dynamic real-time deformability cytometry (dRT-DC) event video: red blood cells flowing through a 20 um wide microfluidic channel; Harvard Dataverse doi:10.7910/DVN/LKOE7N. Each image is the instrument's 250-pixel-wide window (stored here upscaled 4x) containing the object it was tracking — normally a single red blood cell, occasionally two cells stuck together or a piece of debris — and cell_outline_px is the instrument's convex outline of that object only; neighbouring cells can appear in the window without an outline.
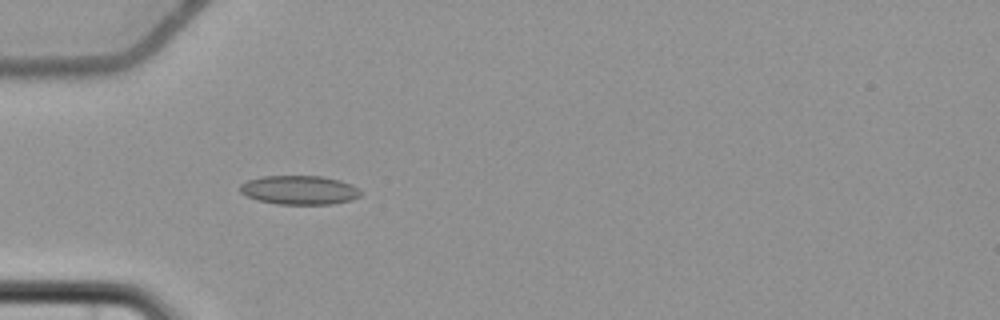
{"species": "common noctule bat (a hibernating species)", "species_latin": "Nyctalus noctula", "temperature_condition": "cold", "stored_images_in_passage": 7, "camera_frame_rate_fps": 3000, "um_per_image_px": 0.085, "animal": {"sex": "female", "body_mass_g": 22.7, "forearm_length_mm": 54.2}, "frame": {"image": 1, "passage_image": 6, "time_ms": 6.0, "image_size_px": [1000, 320], "cell_outline_px": [[360, 196], [352, 200], [332, 204], [276, 204], [256, 200], [240, 192], [240, 184], [248, 180], [264, 176], [320, 176], [340, 180], [352, 184], [360, 192]], "centroid_in_image_um": [25.44, 16.16], "position_along_channel_um": 59.6, "area_um2": 20.35}}
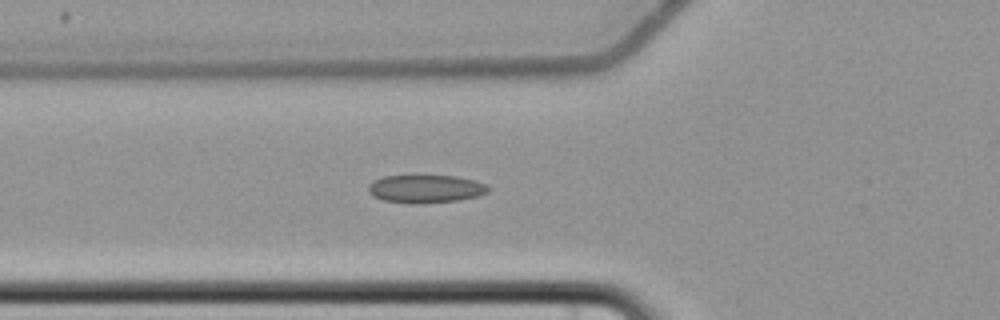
{"frame": {"image": 2, "passage_image": 7, "time_ms": 7.0, "image_size_px": [1000, 320], "cell_outline_px": [[488, 192], [476, 196], [456, 200], [384, 200], [372, 196], [368, 192], [368, 188], [376, 180], [384, 176], [412, 172], [420, 172], [456, 176], [476, 180], [488, 184]], "centroid_in_image_um": [36.2, 15.92], "position_along_channel_um": 89.6, "area_um2": 19.42}}